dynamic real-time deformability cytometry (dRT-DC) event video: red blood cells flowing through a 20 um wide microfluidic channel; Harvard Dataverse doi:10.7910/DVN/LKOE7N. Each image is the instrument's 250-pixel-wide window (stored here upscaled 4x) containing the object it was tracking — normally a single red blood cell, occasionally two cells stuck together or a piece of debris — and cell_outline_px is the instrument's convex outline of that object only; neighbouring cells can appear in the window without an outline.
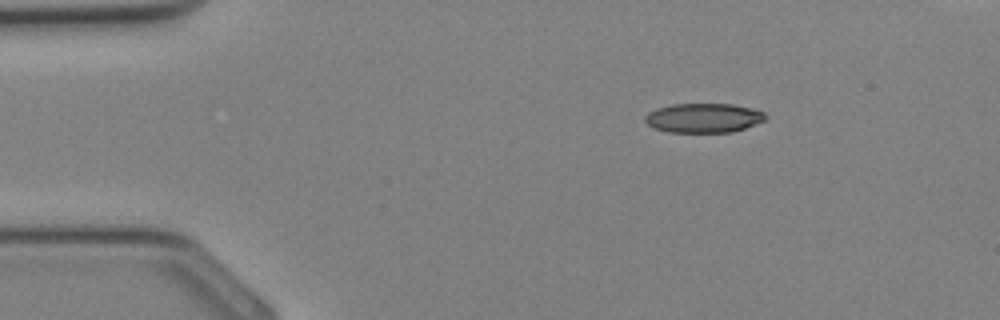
{"species": "Egyptian fruit bat (a non-hibernating species)", "species_latin": "Rousettus aegyptiacus", "temperature_condition": "cold", "stored_images_in_passage": 31, "segment_of_instrument_passage": [1, 2], "camera_frame_rate_fps": 3000, "um_per_image_px": 0.085, "animal": {"sex": "female"}, "frame": {"image": 1, "passage_image": 1, "time_ms": 0.0, "image_size_px": [1000, 320], "cell_outline_px": [[768, 116], [764, 120], [744, 128], [732, 132], [668, 132], [652, 128], [644, 120], [644, 116], [648, 112], [656, 108], [672, 104], [732, 104], [752, 108], [764, 112]], "centroid_in_image_um": [59.77, 10.02], "position_along_channel_um": 25.2, "area_um2": 20.69}}
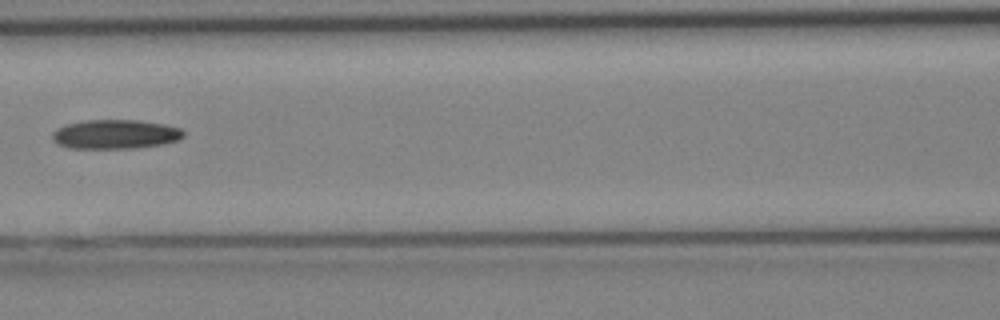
{"frame": {"image": 2, "passage_image": 11, "time_ms": 3.333, "image_size_px": [1000, 320], "cell_outline_px": [[184, 136], [176, 140], [164, 144], [132, 148], [68, 148], [52, 140], [52, 132], [68, 124], [84, 120], [140, 120], [164, 124], [180, 128], [184, 132]], "centroid_in_image_um": [9.81, 11.41], "position_along_channel_um": 156.8, "area_um2": 22.2}}
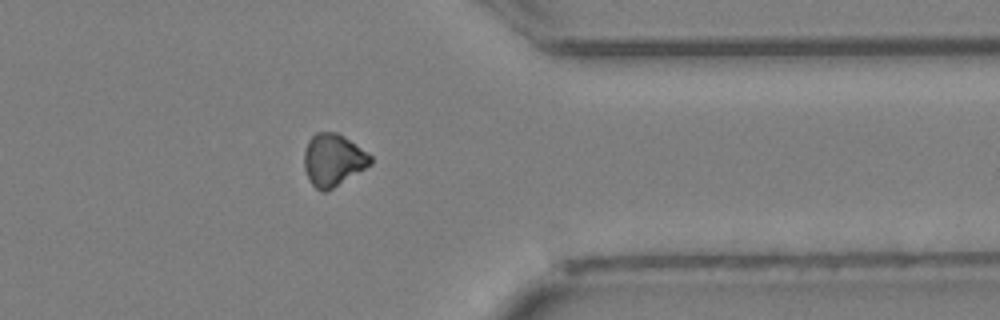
{"frame": {"image": 3, "passage_image": 23, "time_ms": 7.333, "image_size_px": [1000, 320], "cell_outline_px": [[372, 164], [332, 188], [324, 192], [320, 192], [312, 184], [304, 168], [304, 152], [308, 140], [316, 132], [336, 132], [344, 136], [372, 156]], "centroid_in_image_um": [28.3, 13.58], "position_along_channel_um": 383.1, "area_um2": 20.0}}